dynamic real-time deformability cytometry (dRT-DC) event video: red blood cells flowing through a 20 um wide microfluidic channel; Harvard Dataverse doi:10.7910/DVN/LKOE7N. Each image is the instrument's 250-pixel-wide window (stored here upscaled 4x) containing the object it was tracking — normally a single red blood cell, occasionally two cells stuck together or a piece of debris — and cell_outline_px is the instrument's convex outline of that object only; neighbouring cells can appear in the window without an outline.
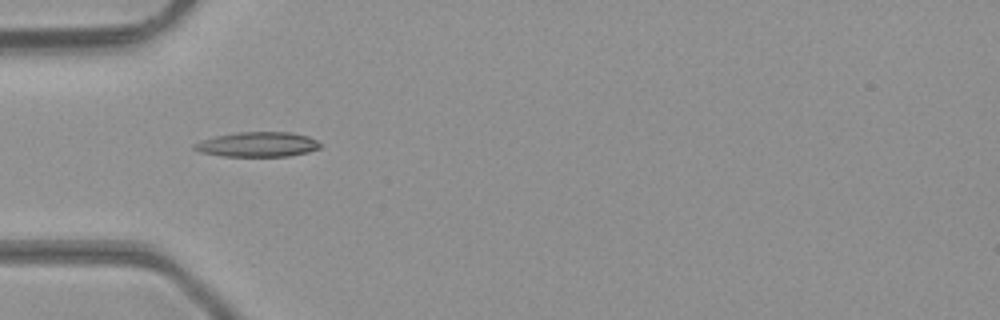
{"species": "common noctule bat (a hibernating species)", "species_latin": "Nyctalus noctula", "temperature_condition": "room temperature", "stored_images_in_passage": 42, "camera_frame_rate_fps": 3000, "um_per_image_px": 0.085, "animal": {"sex": "male", "body_mass_g": 23.1, "forearm_length_mm": 52.7}, "frame": {"image": 1, "passage_image": 10, "time_ms": 3.0, "image_size_px": [1000, 320], "cell_outline_px": [[320, 148], [308, 152], [288, 156], [224, 156], [200, 152], [192, 148], [192, 144], [200, 140], [216, 136], [236, 132], [288, 132], [308, 136], [316, 140], [320, 144]], "centroid_in_image_um": [21.86, 12.27], "position_along_channel_um": 63.1, "area_um2": 18.21}}
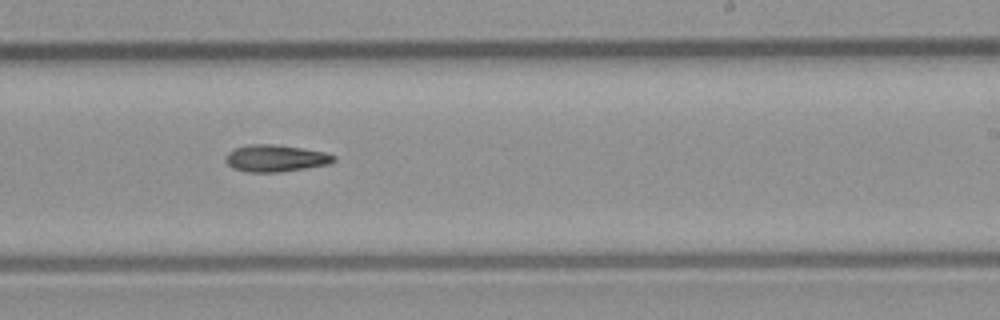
{"frame": {"image": 2, "passage_image": 24, "time_ms": 7.667, "image_size_px": [1000, 320], "cell_outline_px": [[336, 160], [328, 164], [304, 168], [276, 172], [248, 172], [232, 168], [224, 160], [228, 152], [236, 148], [248, 144], [272, 144], [300, 148], [324, 152], [336, 156]], "centroid_in_image_um": [23.39, 13.45], "position_along_channel_um": 265.6, "area_um2": 16.76}}
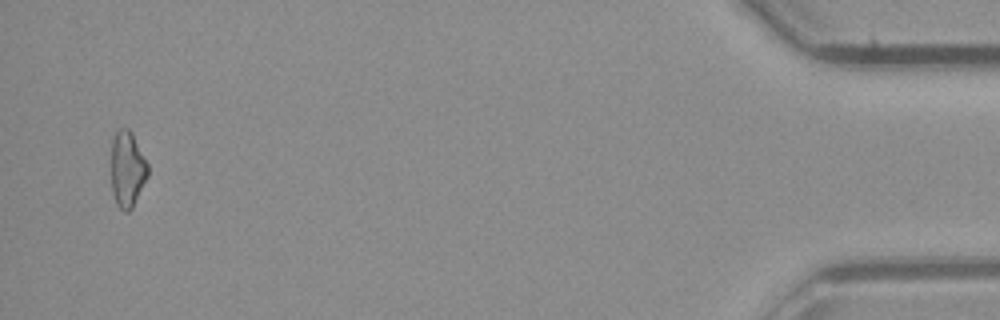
{"frame": {"image": 3, "passage_image": 41, "time_ms": 13.333, "image_size_px": [1000, 320], "cell_outline_px": [[148, 176], [132, 208], [128, 212], [124, 212], [116, 204], [112, 192], [112, 140], [116, 132], [120, 128], [128, 128], [132, 132], [148, 164]], "centroid_in_image_um": [10.83, 14.39], "position_along_channel_um": 424.4, "area_um2": 16.18}}